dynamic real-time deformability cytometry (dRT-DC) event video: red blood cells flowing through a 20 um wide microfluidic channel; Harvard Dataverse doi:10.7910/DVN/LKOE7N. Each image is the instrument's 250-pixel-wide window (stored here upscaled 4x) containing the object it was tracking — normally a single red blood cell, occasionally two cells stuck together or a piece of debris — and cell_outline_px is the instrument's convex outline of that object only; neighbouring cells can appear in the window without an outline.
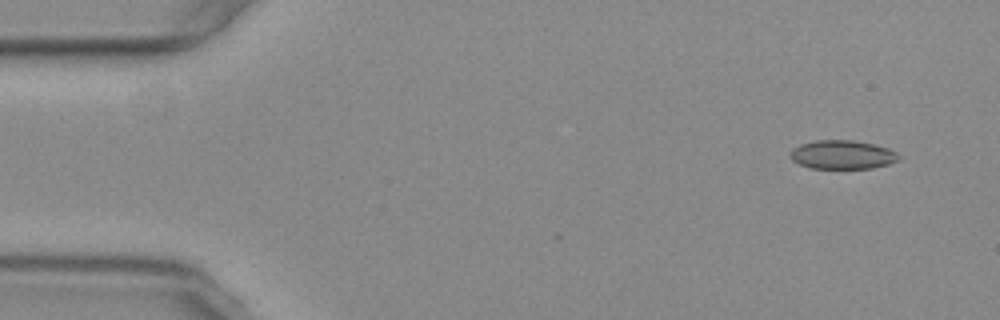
{"species": "common noctule bat (a hibernating species)", "species_latin": "Nyctalus noctula", "temperature_condition": "warm", "stored_images_in_passage": 52, "camera_frame_rate_fps": 3000, "um_per_image_px": 0.085, "animal": {"sex": "female", "body_mass_g": 29.2, "forearm_length_mm": 56.3}, "frame": {"image": 1, "passage_image": 1, "time_ms": 0.0, "image_size_px": [1000, 320], "cell_outline_px": [[900, 156], [896, 160], [888, 164], [872, 168], [808, 168], [792, 160], [792, 148], [800, 144], [816, 140], [852, 140], [872, 144], [888, 148], [896, 152]], "centroid_in_image_um": [71.59, 13.14], "position_along_channel_um": 13.4, "area_um2": 17.98}}
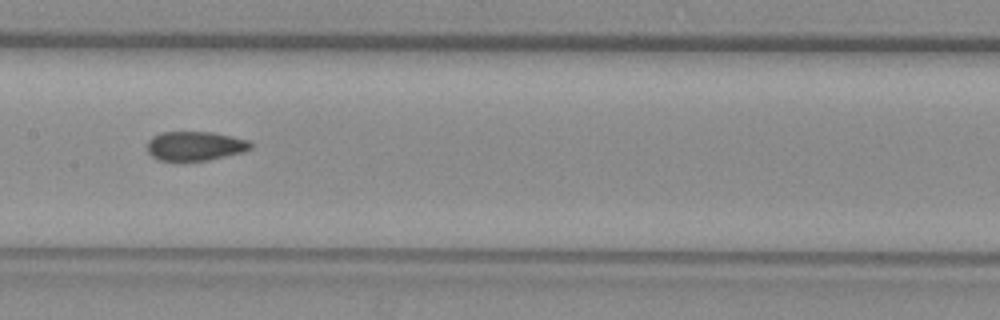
{"frame": {"image": 2, "passage_image": 24, "time_ms": 7.667, "image_size_px": [1000, 320], "cell_outline_px": [[252, 148], [244, 152], [208, 160], [160, 160], [152, 156], [148, 152], [148, 140], [152, 136], [160, 132], [212, 132], [248, 140], [252, 144]], "centroid_in_image_um": [16.59, 12.4], "position_along_channel_um": 190.8, "area_um2": 17.51}}
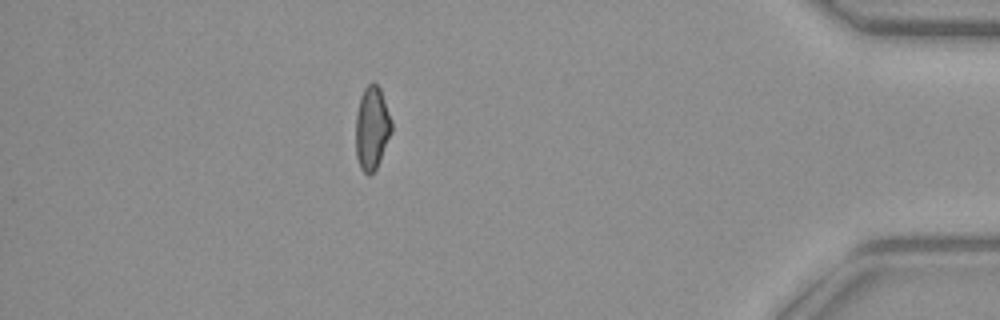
{"frame": {"image": 3, "passage_image": 45, "time_ms": 14.667, "image_size_px": [1000, 320], "cell_outline_px": [[392, 132], [380, 160], [376, 168], [368, 176], [360, 168], [356, 156], [356, 116], [360, 96], [364, 88], [372, 80], [380, 88], [392, 120]], "centroid_in_image_um": [31.61, 10.87], "position_along_channel_um": 403.6, "area_um2": 17.51}, "authors_computed_cell_mechanics": {"area_um2": 17.9758, "velocity_mm_per_s": 3.766, "shape_relaxation_time_tau1_ms": null, "shape_relaxation_time_tau2_ms": 2.0537, "deformation_change_tau1": null, "deformation_change_tau2": 0.066}}